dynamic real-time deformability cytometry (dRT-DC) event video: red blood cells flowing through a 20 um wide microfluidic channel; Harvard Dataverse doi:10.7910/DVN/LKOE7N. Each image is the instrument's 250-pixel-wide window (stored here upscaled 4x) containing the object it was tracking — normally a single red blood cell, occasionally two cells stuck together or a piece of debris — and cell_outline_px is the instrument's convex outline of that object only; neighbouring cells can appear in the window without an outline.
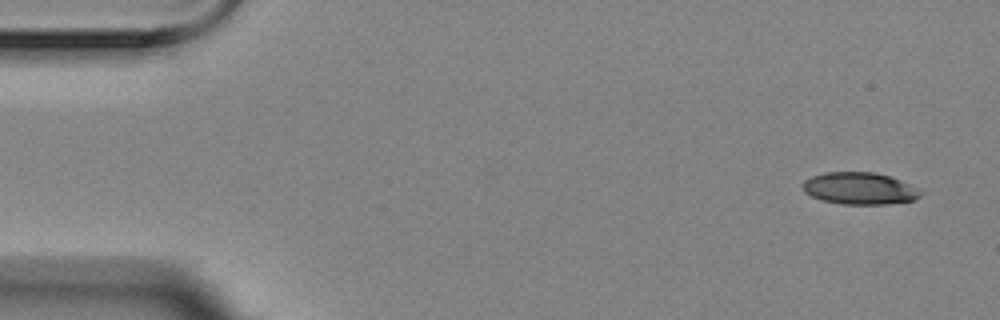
{"species": "Egyptian fruit bat (a non-hibernating species)", "species_latin": "Rousettus aegyptiacus", "temperature_condition": "room temperature", "stored_images_in_passage": 4, "camera_frame_rate_fps": 3000, "um_per_image_px": 0.085, "animal": {"sex": "female"}, "frame": {"image": 1, "passage_image": 1, "time_ms": 0.0, "image_size_px": [1000, 320], "cell_outline_px": [[920, 196], [916, 200], [884, 204], [840, 204], [824, 200], [812, 196], [804, 192], [800, 184], [804, 180], [812, 176], [824, 172], [876, 172], [900, 180], [916, 188], [920, 192]], "centroid_in_image_um": [73.01, 16.01], "position_along_channel_um": 12.0, "area_um2": 21.91}}